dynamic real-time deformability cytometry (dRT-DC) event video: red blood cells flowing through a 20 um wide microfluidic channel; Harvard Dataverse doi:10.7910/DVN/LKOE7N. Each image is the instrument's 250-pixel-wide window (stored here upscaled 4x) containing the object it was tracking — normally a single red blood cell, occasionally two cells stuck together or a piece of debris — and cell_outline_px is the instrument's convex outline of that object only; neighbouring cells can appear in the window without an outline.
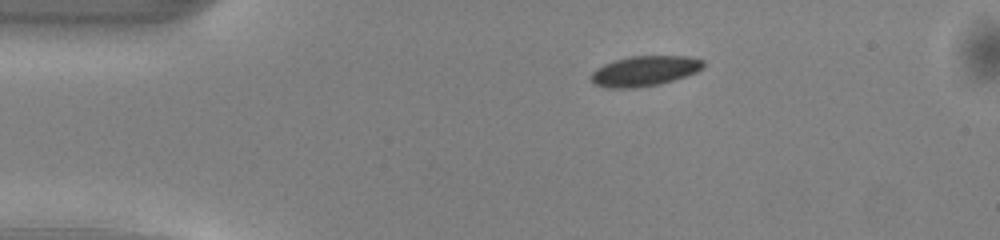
{"species": "common noctule bat (a hibernating species)", "species_latin": "Nyctalus noctula", "temperature_condition": "warm", "stored_images_in_passage": 41, "camera_frame_rate_fps": 3000, "um_per_image_px": 0.085, "animal": {"sex": "male", "body_mass_g": 13.0, "forearm_length_mm": 53.1}, "frame": {"image": 1, "passage_image": 1, "time_ms": 0.0, "image_size_px": [1000, 240], "cell_outline_px": [[704, 68], [696, 72], [660, 84], [632, 88], [608, 88], [596, 84], [588, 76], [596, 68], [604, 64], [616, 60], [632, 56], [688, 56], [704, 60]], "centroid_in_image_um": [54.79, 6.03], "position_along_channel_um": 30.2, "area_um2": 19.65}}
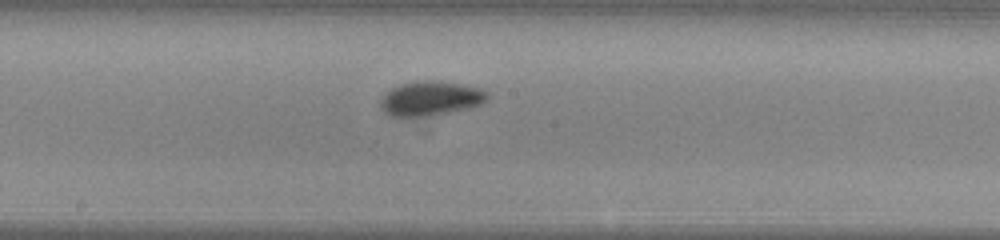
{"frame": {"image": 2, "passage_image": 18, "time_ms": 5.667, "image_size_px": [1000, 240], "cell_outline_px": [[488, 100], [480, 104], [464, 108], [444, 112], [420, 116], [392, 116], [384, 112], [380, 104], [380, 100], [392, 88], [400, 84], [416, 80], [440, 80], [480, 88], [488, 92]], "centroid_in_image_um": [36.59, 8.33], "position_along_channel_um": 211.6, "area_um2": 21.04}}
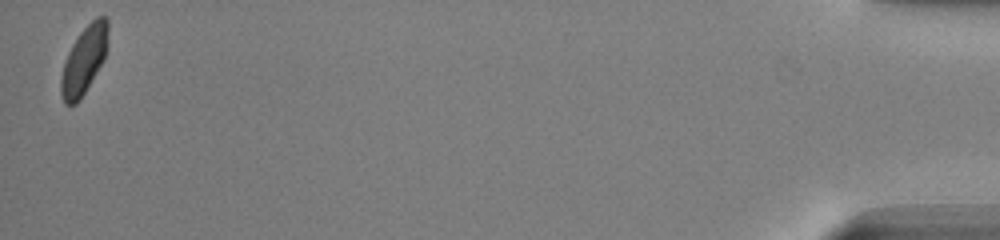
{"frame": {"image": 3, "passage_image": 41, "time_ms": 13.333, "image_size_px": [1000, 240], "cell_outline_px": [[108, 32], [104, 60], [80, 100], [76, 104], [64, 104], [60, 92], [60, 76], [68, 52], [72, 44], [80, 32], [96, 16], [104, 16], [108, 20]], "centroid_in_image_um": [7.13, 5.12], "position_along_channel_um": 428.1, "area_um2": 18.5}, "authors_computed_cell_mechanics": {"area_um2": 19.8832, "velocity_mm_per_s": 4.1111, "shape_relaxation_time_tau1_ms": 2.38, "shape_relaxation_time_tau2_ms": 6.4512, "deformation_change_tau1": 0.0786, "deformation_change_tau2": 0.0664}}